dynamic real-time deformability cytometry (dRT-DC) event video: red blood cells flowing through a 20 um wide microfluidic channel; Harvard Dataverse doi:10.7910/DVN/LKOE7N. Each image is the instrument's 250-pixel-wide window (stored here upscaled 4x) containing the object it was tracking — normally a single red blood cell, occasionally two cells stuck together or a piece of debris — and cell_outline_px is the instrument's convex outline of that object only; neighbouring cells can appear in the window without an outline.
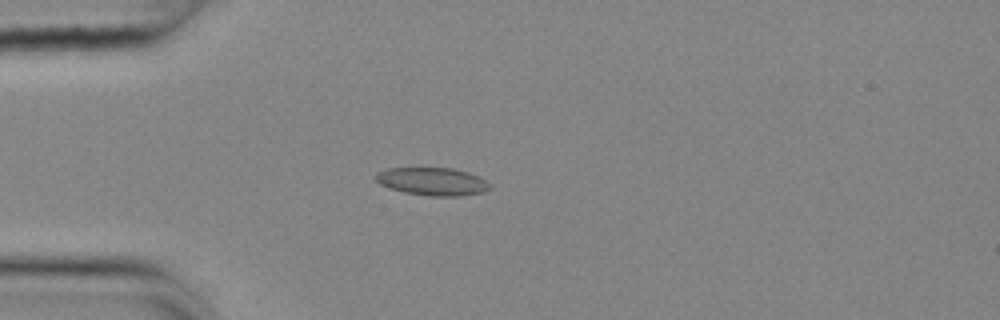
{"species": "common noctule bat (a hibernating species)", "species_latin": "Nyctalus noctula", "temperature_condition": "cold", "stored_images_in_passage": 54, "camera_frame_rate_fps": 3000, "um_per_image_px": 0.085, "animal": {"sex": "female", "body_mass_g": 25.1}, "frame": {"image": 1, "passage_image": 14, "time_ms": 4.333, "image_size_px": [1000, 320], "cell_outline_px": [[492, 188], [484, 192], [460, 196], [428, 196], [404, 192], [388, 188], [380, 184], [376, 180], [376, 172], [384, 168], [452, 168], [468, 172], [480, 176], [492, 184]], "centroid_in_image_um": [36.79, 15.43], "position_along_channel_um": 48.2, "area_um2": 18.84}}
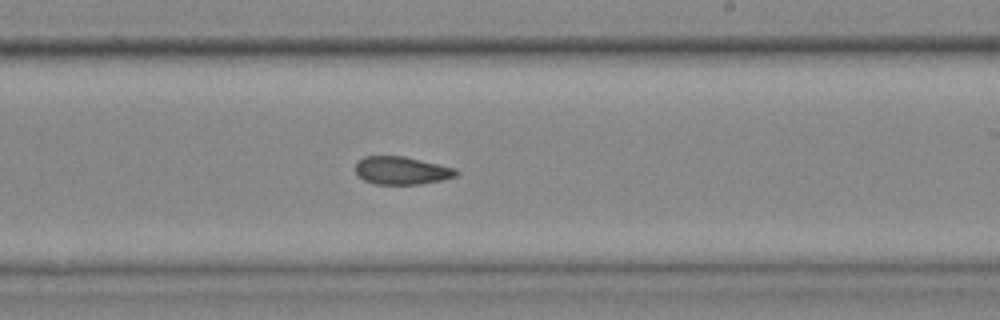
{"frame": {"image": 2, "passage_image": 32, "time_ms": 10.333, "image_size_px": [1000, 320], "cell_outline_px": [[460, 172], [456, 176], [444, 180], [420, 184], [372, 184], [364, 180], [356, 172], [356, 164], [364, 156], [404, 156], [456, 168]], "centroid_in_image_um": [34.18, 14.5], "position_along_channel_um": 254.8, "area_um2": 16.42}}
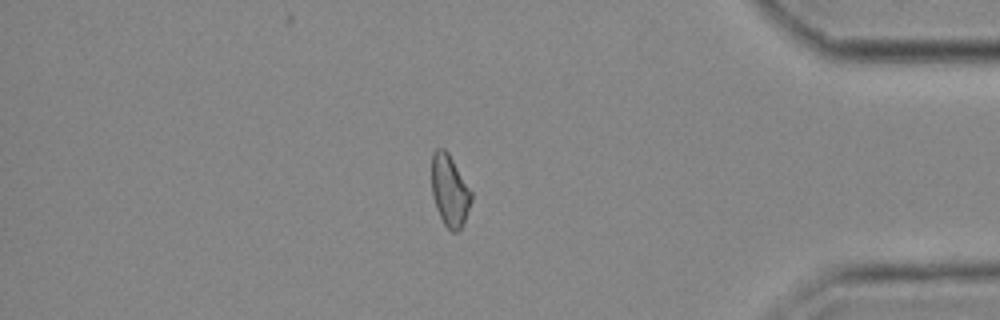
{"frame": {"image": 3, "passage_image": 46, "time_ms": 15.0, "image_size_px": [1000, 320], "cell_outline_px": [[472, 200], [464, 220], [460, 228], [456, 232], [452, 232], [444, 224], [436, 208], [432, 196], [432, 152], [436, 148], [444, 148], [448, 152], [472, 192]], "centroid_in_image_um": [38.21, 16.18], "position_along_channel_um": 397.0, "area_um2": 16.42}, "authors_computed_cell_mechanics": {"area_um2": 17.1666, "velocity_mm_per_s": 3.6922, "shape_relaxation_time_tau1_ms": null, "shape_relaxation_time_tau2_ms": 5.8292, "deformation_change_tau1": null, "deformation_change_tau2": 0.1035}}